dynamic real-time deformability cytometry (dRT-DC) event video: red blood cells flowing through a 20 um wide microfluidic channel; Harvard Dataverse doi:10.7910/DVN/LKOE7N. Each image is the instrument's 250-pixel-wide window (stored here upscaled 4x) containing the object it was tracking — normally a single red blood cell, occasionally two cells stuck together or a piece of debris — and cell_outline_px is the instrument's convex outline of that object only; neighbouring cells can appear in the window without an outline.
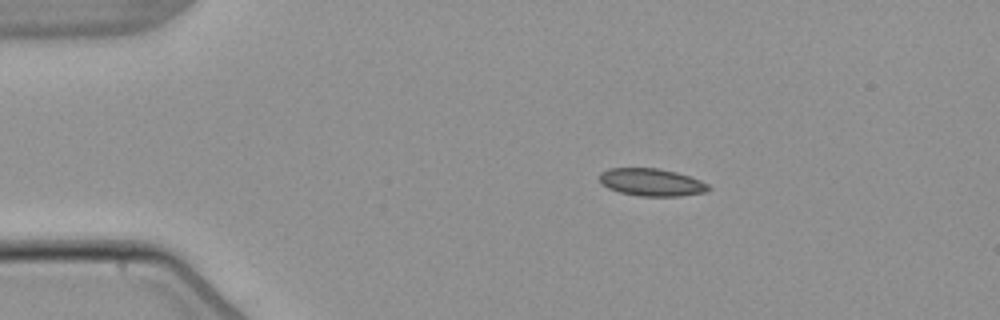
{"species": "common noctule bat (a hibernating species)", "species_latin": "Nyctalus noctula", "temperature_condition": "warm", "stored_images_in_passage": 6, "camera_frame_rate_fps": 3000, "um_per_image_px": 0.085, "animal": {"sex": "male", "body_mass_g": 21.5, "forearm_length_mm": 52.0}, "frame": {"image": 1, "passage_image": 1, "time_ms": 0.0, "image_size_px": [1000, 320], "cell_outline_px": [[712, 188], [704, 192], [680, 196], [640, 196], [620, 192], [608, 188], [600, 180], [600, 172], [608, 168], [660, 168], [676, 172], [700, 180], [708, 184]], "centroid_in_image_um": [55.39, 15.49], "position_along_channel_um": 29.6, "area_um2": 17.4}}
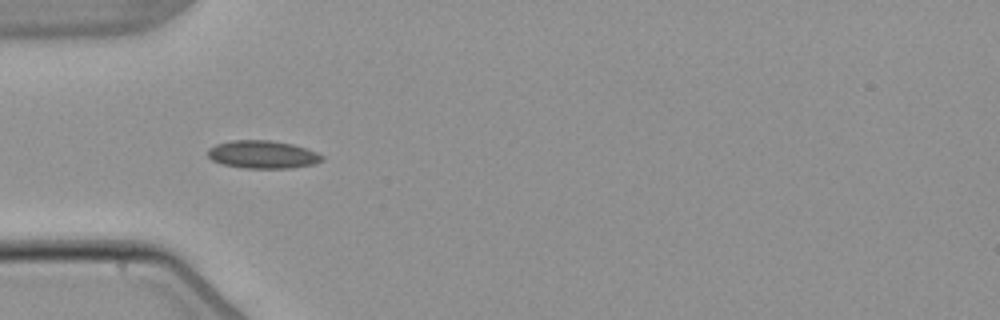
{"frame": {"image": 2, "passage_image": 3, "time_ms": 2.333, "image_size_px": [1000, 320], "cell_outline_px": [[324, 160], [312, 164], [292, 168], [244, 168], [220, 164], [212, 160], [208, 156], [208, 148], [216, 144], [232, 140], [272, 140], [292, 144], [316, 152], [324, 156]], "centroid_in_image_um": [22.3, 13.13], "position_along_channel_um": 62.7, "area_um2": 18.61}}